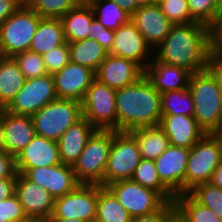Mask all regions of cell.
<instances>
[{
	"label": "cell",
	"mask_w": 222,
	"mask_h": 222,
	"mask_svg": "<svg viewBox=\"0 0 222 222\" xmlns=\"http://www.w3.org/2000/svg\"><path fill=\"white\" fill-rule=\"evenodd\" d=\"M160 62L191 74L205 70L211 51V28L200 22L173 25L169 34L153 50Z\"/></svg>",
	"instance_id": "obj_1"
},
{
	"label": "cell",
	"mask_w": 222,
	"mask_h": 222,
	"mask_svg": "<svg viewBox=\"0 0 222 222\" xmlns=\"http://www.w3.org/2000/svg\"><path fill=\"white\" fill-rule=\"evenodd\" d=\"M117 131L160 124L161 94L144 74L135 83L116 91Z\"/></svg>",
	"instance_id": "obj_2"
},
{
	"label": "cell",
	"mask_w": 222,
	"mask_h": 222,
	"mask_svg": "<svg viewBox=\"0 0 222 222\" xmlns=\"http://www.w3.org/2000/svg\"><path fill=\"white\" fill-rule=\"evenodd\" d=\"M194 101V118L206 133L222 127V93L213 74L206 68L191 74L188 86Z\"/></svg>",
	"instance_id": "obj_3"
},
{
	"label": "cell",
	"mask_w": 222,
	"mask_h": 222,
	"mask_svg": "<svg viewBox=\"0 0 222 222\" xmlns=\"http://www.w3.org/2000/svg\"><path fill=\"white\" fill-rule=\"evenodd\" d=\"M112 145V130L96 129L73 164L76 179L84 184H100L104 179Z\"/></svg>",
	"instance_id": "obj_4"
},
{
	"label": "cell",
	"mask_w": 222,
	"mask_h": 222,
	"mask_svg": "<svg viewBox=\"0 0 222 222\" xmlns=\"http://www.w3.org/2000/svg\"><path fill=\"white\" fill-rule=\"evenodd\" d=\"M31 118L37 135L58 141L71 125L82 118L81 102L57 98L42 107Z\"/></svg>",
	"instance_id": "obj_5"
},
{
	"label": "cell",
	"mask_w": 222,
	"mask_h": 222,
	"mask_svg": "<svg viewBox=\"0 0 222 222\" xmlns=\"http://www.w3.org/2000/svg\"><path fill=\"white\" fill-rule=\"evenodd\" d=\"M40 17L34 10L21 6L0 25V56L13 57L30 49Z\"/></svg>",
	"instance_id": "obj_6"
},
{
	"label": "cell",
	"mask_w": 222,
	"mask_h": 222,
	"mask_svg": "<svg viewBox=\"0 0 222 222\" xmlns=\"http://www.w3.org/2000/svg\"><path fill=\"white\" fill-rule=\"evenodd\" d=\"M141 160L135 138L129 132L112 130V145L100 185L106 187L118 180L131 179Z\"/></svg>",
	"instance_id": "obj_7"
},
{
	"label": "cell",
	"mask_w": 222,
	"mask_h": 222,
	"mask_svg": "<svg viewBox=\"0 0 222 222\" xmlns=\"http://www.w3.org/2000/svg\"><path fill=\"white\" fill-rule=\"evenodd\" d=\"M116 91L94 79L82 101V117L95 129L117 131Z\"/></svg>",
	"instance_id": "obj_8"
},
{
	"label": "cell",
	"mask_w": 222,
	"mask_h": 222,
	"mask_svg": "<svg viewBox=\"0 0 222 222\" xmlns=\"http://www.w3.org/2000/svg\"><path fill=\"white\" fill-rule=\"evenodd\" d=\"M222 158L219 141L213 133H206L190 148L185 174V193L196 185L209 182Z\"/></svg>",
	"instance_id": "obj_9"
},
{
	"label": "cell",
	"mask_w": 222,
	"mask_h": 222,
	"mask_svg": "<svg viewBox=\"0 0 222 222\" xmlns=\"http://www.w3.org/2000/svg\"><path fill=\"white\" fill-rule=\"evenodd\" d=\"M106 187L132 218L152 213L166 202L157 191L143 187L132 179L118 180Z\"/></svg>",
	"instance_id": "obj_10"
},
{
	"label": "cell",
	"mask_w": 222,
	"mask_h": 222,
	"mask_svg": "<svg viewBox=\"0 0 222 222\" xmlns=\"http://www.w3.org/2000/svg\"><path fill=\"white\" fill-rule=\"evenodd\" d=\"M57 99L52 74L26 79L23 87L5 108L15 115L32 116L46 104Z\"/></svg>",
	"instance_id": "obj_11"
},
{
	"label": "cell",
	"mask_w": 222,
	"mask_h": 222,
	"mask_svg": "<svg viewBox=\"0 0 222 222\" xmlns=\"http://www.w3.org/2000/svg\"><path fill=\"white\" fill-rule=\"evenodd\" d=\"M98 184L80 183L73 191L54 200L53 213L48 218H73L92 222L96 219Z\"/></svg>",
	"instance_id": "obj_12"
},
{
	"label": "cell",
	"mask_w": 222,
	"mask_h": 222,
	"mask_svg": "<svg viewBox=\"0 0 222 222\" xmlns=\"http://www.w3.org/2000/svg\"><path fill=\"white\" fill-rule=\"evenodd\" d=\"M15 195L33 222H43L53 213L55 198L44 188L17 173Z\"/></svg>",
	"instance_id": "obj_13"
},
{
	"label": "cell",
	"mask_w": 222,
	"mask_h": 222,
	"mask_svg": "<svg viewBox=\"0 0 222 222\" xmlns=\"http://www.w3.org/2000/svg\"><path fill=\"white\" fill-rule=\"evenodd\" d=\"M190 149L169 145L155 160L161 182L176 196L185 193V174Z\"/></svg>",
	"instance_id": "obj_14"
},
{
	"label": "cell",
	"mask_w": 222,
	"mask_h": 222,
	"mask_svg": "<svg viewBox=\"0 0 222 222\" xmlns=\"http://www.w3.org/2000/svg\"><path fill=\"white\" fill-rule=\"evenodd\" d=\"M130 21L154 50L169 34L173 24L161 11L155 0H147L132 15Z\"/></svg>",
	"instance_id": "obj_15"
},
{
	"label": "cell",
	"mask_w": 222,
	"mask_h": 222,
	"mask_svg": "<svg viewBox=\"0 0 222 222\" xmlns=\"http://www.w3.org/2000/svg\"><path fill=\"white\" fill-rule=\"evenodd\" d=\"M109 54L134 61L145 70L152 60L153 50L129 21L114 31V42Z\"/></svg>",
	"instance_id": "obj_16"
},
{
	"label": "cell",
	"mask_w": 222,
	"mask_h": 222,
	"mask_svg": "<svg viewBox=\"0 0 222 222\" xmlns=\"http://www.w3.org/2000/svg\"><path fill=\"white\" fill-rule=\"evenodd\" d=\"M24 175L46 189L55 199L70 193L80 184L73 167L63 163L50 167L31 168Z\"/></svg>",
	"instance_id": "obj_17"
},
{
	"label": "cell",
	"mask_w": 222,
	"mask_h": 222,
	"mask_svg": "<svg viewBox=\"0 0 222 222\" xmlns=\"http://www.w3.org/2000/svg\"><path fill=\"white\" fill-rule=\"evenodd\" d=\"M17 173L25 174L35 167H50L61 164L58 142L35 135L14 158Z\"/></svg>",
	"instance_id": "obj_18"
},
{
	"label": "cell",
	"mask_w": 222,
	"mask_h": 222,
	"mask_svg": "<svg viewBox=\"0 0 222 222\" xmlns=\"http://www.w3.org/2000/svg\"><path fill=\"white\" fill-rule=\"evenodd\" d=\"M145 74V70L136 62L108 54L100 63L95 79L118 90L138 81Z\"/></svg>",
	"instance_id": "obj_19"
},
{
	"label": "cell",
	"mask_w": 222,
	"mask_h": 222,
	"mask_svg": "<svg viewBox=\"0 0 222 222\" xmlns=\"http://www.w3.org/2000/svg\"><path fill=\"white\" fill-rule=\"evenodd\" d=\"M53 78L57 98L81 102L95 79V72L85 66L70 62L54 73Z\"/></svg>",
	"instance_id": "obj_20"
},
{
	"label": "cell",
	"mask_w": 222,
	"mask_h": 222,
	"mask_svg": "<svg viewBox=\"0 0 222 222\" xmlns=\"http://www.w3.org/2000/svg\"><path fill=\"white\" fill-rule=\"evenodd\" d=\"M159 126L174 146L192 148L205 134L193 116L162 115Z\"/></svg>",
	"instance_id": "obj_21"
},
{
	"label": "cell",
	"mask_w": 222,
	"mask_h": 222,
	"mask_svg": "<svg viewBox=\"0 0 222 222\" xmlns=\"http://www.w3.org/2000/svg\"><path fill=\"white\" fill-rule=\"evenodd\" d=\"M145 75L160 94L188 88L191 77L187 70L160 62L154 56L145 69Z\"/></svg>",
	"instance_id": "obj_22"
},
{
	"label": "cell",
	"mask_w": 222,
	"mask_h": 222,
	"mask_svg": "<svg viewBox=\"0 0 222 222\" xmlns=\"http://www.w3.org/2000/svg\"><path fill=\"white\" fill-rule=\"evenodd\" d=\"M0 119L5 128L6 152L15 158L36 135L32 118L11 114L4 109Z\"/></svg>",
	"instance_id": "obj_23"
},
{
	"label": "cell",
	"mask_w": 222,
	"mask_h": 222,
	"mask_svg": "<svg viewBox=\"0 0 222 222\" xmlns=\"http://www.w3.org/2000/svg\"><path fill=\"white\" fill-rule=\"evenodd\" d=\"M95 130L83 117L71 125L57 141L61 162L73 166Z\"/></svg>",
	"instance_id": "obj_24"
},
{
	"label": "cell",
	"mask_w": 222,
	"mask_h": 222,
	"mask_svg": "<svg viewBox=\"0 0 222 222\" xmlns=\"http://www.w3.org/2000/svg\"><path fill=\"white\" fill-rule=\"evenodd\" d=\"M65 43L66 39L61 19L41 18L29 50L43 55Z\"/></svg>",
	"instance_id": "obj_25"
},
{
	"label": "cell",
	"mask_w": 222,
	"mask_h": 222,
	"mask_svg": "<svg viewBox=\"0 0 222 222\" xmlns=\"http://www.w3.org/2000/svg\"><path fill=\"white\" fill-rule=\"evenodd\" d=\"M129 133L137 141L142 159L155 160L170 145L166 133L159 125L136 128Z\"/></svg>",
	"instance_id": "obj_26"
},
{
	"label": "cell",
	"mask_w": 222,
	"mask_h": 222,
	"mask_svg": "<svg viewBox=\"0 0 222 222\" xmlns=\"http://www.w3.org/2000/svg\"><path fill=\"white\" fill-rule=\"evenodd\" d=\"M94 13L89 4L78 3L62 18L66 42H75L87 38Z\"/></svg>",
	"instance_id": "obj_27"
},
{
	"label": "cell",
	"mask_w": 222,
	"mask_h": 222,
	"mask_svg": "<svg viewBox=\"0 0 222 222\" xmlns=\"http://www.w3.org/2000/svg\"><path fill=\"white\" fill-rule=\"evenodd\" d=\"M25 81L13 57L0 56V104L4 108L15 98Z\"/></svg>",
	"instance_id": "obj_28"
},
{
	"label": "cell",
	"mask_w": 222,
	"mask_h": 222,
	"mask_svg": "<svg viewBox=\"0 0 222 222\" xmlns=\"http://www.w3.org/2000/svg\"><path fill=\"white\" fill-rule=\"evenodd\" d=\"M68 47L70 62L85 66L94 72L109 54L97 41L88 38L68 42Z\"/></svg>",
	"instance_id": "obj_29"
},
{
	"label": "cell",
	"mask_w": 222,
	"mask_h": 222,
	"mask_svg": "<svg viewBox=\"0 0 222 222\" xmlns=\"http://www.w3.org/2000/svg\"><path fill=\"white\" fill-rule=\"evenodd\" d=\"M96 222H131L132 217L120 204L116 196L107 188L98 184Z\"/></svg>",
	"instance_id": "obj_30"
},
{
	"label": "cell",
	"mask_w": 222,
	"mask_h": 222,
	"mask_svg": "<svg viewBox=\"0 0 222 222\" xmlns=\"http://www.w3.org/2000/svg\"><path fill=\"white\" fill-rule=\"evenodd\" d=\"M89 5L94 17L106 29L115 31L130 21L131 16L112 0H93Z\"/></svg>",
	"instance_id": "obj_31"
},
{
	"label": "cell",
	"mask_w": 222,
	"mask_h": 222,
	"mask_svg": "<svg viewBox=\"0 0 222 222\" xmlns=\"http://www.w3.org/2000/svg\"><path fill=\"white\" fill-rule=\"evenodd\" d=\"M174 202L176 211L187 222H222L210 208L198 203L189 193L176 195Z\"/></svg>",
	"instance_id": "obj_32"
},
{
	"label": "cell",
	"mask_w": 222,
	"mask_h": 222,
	"mask_svg": "<svg viewBox=\"0 0 222 222\" xmlns=\"http://www.w3.org/2000/svg\"><path fill=\"white\" fill-rule=\"evenodd\" d=\"M133 181L157 191L166 201L175 199V195L161 182L154 160L142 159L131 177Z\"/></svg>",
	"instance_id": "obj_33"
},
{
	"label": "cell",
	"mask_w": 222,
	"mask_h": 222,
	"mask_svg": "<svg viewBox=\"0 0 222 222\" xmlns=\"http://www.w3.org/2000/svg\"><path fill=\"white\" fill-rule=\"evenodd\" d=\"M162 115L194 116V101L189 88L161 94Z\"/></svg>",
	"instance_id": "obj_34"
},
{
	"label": "cell",
	"mask_w": 222,
	"mask_h": 222,
	"mask_svg": "<svg viewBox=\"0 0 222 222\" xmlns=\"http://www.w3.org/2000/svg\"><path fill=\"white\" fill-rule=\"evenodd\" d=\"M78 2L76 0H22V6L34 10L42 18L61 19Z\"/></svg>",
	"instance_id": "obj_35"
},
{
	"label": "cell",
	"mask_w": 222,
	"mask_h": 222,
	"mask_svg": "<svg viewBox=\"0 0 222 222\" xmlns=\"http://www.w3.org/2000/svg\"><path fill=\"white\" fill-rule=\"evenodd\" d=\"M198 203L210 208L222 219V190L210 182L196 185L188 192Z\"/></svg>",
	"instance_id": "obj_36"
},
{
	"label": "cell",
	"mask_w": 222,
	"mask_h": 222,
	"mask_svg": "<svg viewBox=\"0 0 222 222\" xmlns=\"http://www.w3.org/2000/svg\"><path fill=\"white\" fill-rule=\"evenodd\" d=\"M190 16L196 21L212 27L222 12L217 0H187Z\"/></svg>",
	"instance_id": "obj_37"
},
{
	"label": "cell",
	"mask_w": 222,
	"mask_h": 222,
	"mask_svg": "<svg viewBox=\"0 0 222 222\" xmlns=\"http://www.w3.org/2000/svg\"><path fill=\"white\" fill-rule=\"evenodd\" d=\"M13 59L26 79L42 77L48 74L42 55L36 52L30 50L19 52L13 56Z\"/></svg>",
	"instance_id": "obj_38"
},
{
	"label": "cell",
	"mask_w": 222,
	"mask_h": 222,
	"mask_svg": "<svg viewBox=\"0 0 222 222\" xmlns=\"http://www.w3.org/2000/svg\"><path fill=\"white\" fill-rule=\"evenodd\" d=\"M173 25L196 22L189 13L187 0H155Z\"/></svg>",
	"instance_id": "obj_39"
},
{
	"label": "cell",
	"mask_w": 222,
	"mask_h": 222,
	"mask_svg": "<svg viewBox=\"0 0 222 222\" xmlns=\"http://www.w3.org/2000/svg\"><path fill=\"white\" fill-rule=\"evenodd\" d=\"M0 222H33L31 221L18 197L13 196L0 201Z\"/></svg>",
	"instance_id": "obj_40"
},
{
	"label": "cell",
	"mask_w": 222,
	"mask_h": 222,
	"mask_svg": "<svg viewBox=\"0 0 222 222\" xmlns=\"http://www.w3.org/2000/svg\"><path fill=\"white\" fill-rule=\"evenodd\" d=\"M42 58L48 74L53 75L60 71L64 66L70 63L68 42L44 53Z\"/></svg>",
	"instance_id": "obj_41"
},
{
	"label": "cell",
	"mask_w": 222,
	"mask_h": 222,
	"mask_svg": "<svg viewBox=\"0 0 222 222\" xmlns=\"http://www.w3.org/2000/svg\"><path fill=\"white\" fill-rule=\"evenodd\" d=\"M87 38L97 41L104 49L110 52L114 42V31L106 29L94 18L87 33Z\"/></svg>",
	"instance_id": "obj_42"
},
{
	"label": "cell",
	"mask_w": 222,
	"mask_h": 222,
	"mask_svg": "<svg viewBox=\"0 0 222 222\" xmlns=\"http://www.w3.org/2000/svg\"><path fill=\"white\" fill-rule=\"evenodd\" d=\"M175 210L174 200L166 201L159 209L152 213L133 217L131 222H171Z\"/></svg>",
	"instance_id": "obj_43"
},
{
	"label": "cell",
	"mask_w": 222,
	"mask_h": 222,
	"mask_svg": "<svg viewBox=\"0 0 222 222\" xmlns=\"http://www.w3.org/2000/svg\"><path fill=\"white\" fill-rule=\"evenodd\" d=\"M9 177H17L15 159L11 154L0 151V180Z\"/></svg>",
	"instance_id": "obj_44"
},
{
	"label": "cell",
	"mask_w": 222,
	"mask_h": 222,
	"mask_svg": "<svg viewBox=\"0 0 222 222\" xmlns=\"http://www.w3.org/2000/svg\"><path fill=\"white\" fill-rule=\"evenodd\" d=\"M207 69L215 77L218 87L222 93V56L210 51Z\"/></svg>",
	"instance_id": "obj_45"
},
{
	"label": "cell",
	"mask_w": 222,
	"mask_h": 222,
	"mask_svg": "<svg viewBox=\"0 0 222 222\" xmlns=\"http://www.w3.org/2000/svg\"><path fill=\"white\" fill-rule=\"evenodd\" d=\"M211 50L222 56V12L211 27Z\"/></svg>",
	"instance_id": "obj_46"
},
{
	"label": "cell",
	"mask_w": 222,
	"mask_h": 222,
	"mask_svg": "<svg viewBox=\"0 0 222 222\" xmlns=\"http://www.w3.org/2000/svg\"><path fill=\"white\" fill-rule=\"evenodd\" d=\"M22 6V0H0V25Z\"/></svg>",
	"instance_id": "obj_47"
},
{
	"label": "cell",
	"mask_w": 222,
	"mask_h": 222,
	"mask_svg": "<svg viewBox=\"0 0 222 222\" xmlns=\"http://www.w3.org/2000/svg\"><path fill=\"white\" fill-rule=\"evenodd\" d=\"M16 177H9L0 180V201L15 194Z\"/></svg>",
	"instance_id": "obj_48"
},
{
	"label": "cell",
	"mask_w": 222,
	"mask_h": 222,
	"mask_svg": "<svg viewBox=\"0 0 222 222\" xmlns=\"http://www.w3.org/2000/svg\"><path fill=\"white\" fill-rule=\"evenodd\" d=\"M130 16L147 0H112Z\"/></svg>",
	"instance_id": "obj_49"
},
{
	"label": "cell",
	"mask_w": 222,
	"mask_h": 222,
	"mask_svg": "<svg viewBox=\"0 0 222 222\" xmlns=\"http://www.w3.org/2000/svg\"><path fill=\"white\" fill-rule=\"evenodd\" d=\"M209 182L222 190V158L218 166L215 168Z\"/></svg>",
	"instance_id": "obj_50"
},
{
	"label": "cell",
	"mask_w": 222,
	"mask_h": 222,
	"mask_svg": "<svg viewBox=\"0 0 222 222\" xmlns=\"http://www.w3.org/2000/svg\"><path fill=\"white\" fill-rule=\"evenodd\" d=\"M5 128L3 121L0 119V151L6 152Z\"/></svg>",
	"instance_id": "obj_51"
},
{
	"label": "cell",
	"mask_w": 222,
	"mask_h": 222,
	"mask_svg": "<svg viewBox=\"0 0 222 222\" xmlns=\"http://www.w3.org/2000/svg\"><path fill=\"white\" fill-rule=\"evenodd\" d=\"M43 222H85L79 219L73 218H47Z\"/></svg>",
	"instance_id": "obj_52"
},
{
	"label": "cell",
	"mask_w": 222,
	"mask_h": 222,
	"mask_svg": "<svg viewBox=\"0 0 222 222\" xmlns=\"http://www.w3.org/2000/svg\"><path fill=\"white\" fill-rule=\"evenodd\" d=\"M171 222H187L176 210L172 215Z\"/></svg>",
	"instance_id": "obj_53"
},
{
	"label": "cell",
	"mask_w": 222,
	"mask_h": 222,
	"mask_svg": "<svg viewBox=\"0 0 222 222\" xmlns=\"http://www.w3.org/2000/svg\"><path fill=\"white\" fill-rule=\"evenodd\" d=\"M217 140L219 141L220 147H221V153H222V127L218 129L215 133H213Z\"/></svg>",
	"instance_id": "obj_54"
},
{
	"label": "cell",
	"mask_w": 222,
	"mask_h": 222,
	"mask_svg": "<svg viewBox=\"0 0 222 222\" xmlns=\"http://www.w3.org/2000/svg\"><path fill=\"white\" fill-rule=\"evenodd\" d=\"M78 3L89 4L93 0H76Z\"/></svg>",
	"instance_id": "obj_55"
},
{
	"label": "cell",
	"mask_w": 222,
	"mask_h": 222,
	"mask_svg": "<svg viewBox=\"0 0 222 222\" xmlns=\"http://www.w3.org/2000/svg\"><path fill=\"white\" fill-rule=\"evenodd\" d=\"M5 108L0 104V116H1V113L2 111L4 110Z\"/></svg>",
	"instance_id": "obj_56"
},
{
	"label": "cell",
	"mask_w": 222,
	"mask_h": 222,
	"mask_svg": "<svg viewBox=\"0 0 222 222\" xmlns=\"http://www.w3.org/2000/svg\"><path fill=\"white\" fill-rule=\"evenodd\" d=\"M219 5L222 7V0H217Z\"/></svg>",
	"instance_id": "obj_57"
}]
</instances>
